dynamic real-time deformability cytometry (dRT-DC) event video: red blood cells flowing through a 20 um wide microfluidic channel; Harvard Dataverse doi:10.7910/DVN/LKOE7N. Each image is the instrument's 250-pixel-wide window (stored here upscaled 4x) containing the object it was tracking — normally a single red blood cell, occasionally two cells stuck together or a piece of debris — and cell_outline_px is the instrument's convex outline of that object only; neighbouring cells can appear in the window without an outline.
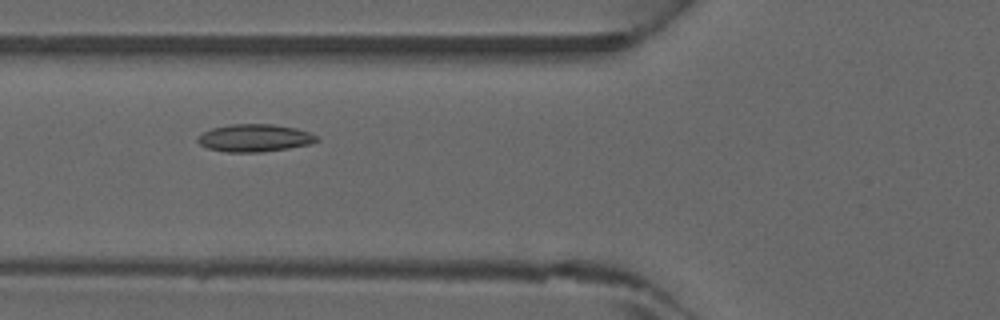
{"species": "common noctule bat (a hibernating species)", "species_latin": "Nyctalus noctula", "temperature_condition": "warm", "stored_images_in_passage": 45, "camera_frame_rate_fps": 3000, "um_per_image_px": 0.085, "animal": {"sex": "male", "forearm_length_mm": 52.5}, "frame": {"image": 1, "passage_image": 17, "time_ms": 5.333, "image_size_px": [1000, 320], "cell_outline_px": [[320, 140], [312, 144], [288, 148], [260, 152], [224, 152], [208, 148], [200, 144], [196, 140], [196, 136], [212, 128], [232, 124], [272, 124], [296, 128], [320, 136]], "centroid_in_image_um": [21.66, 11.73], "position_along_channel_um": 104.1, "area_um2": 19.25}}
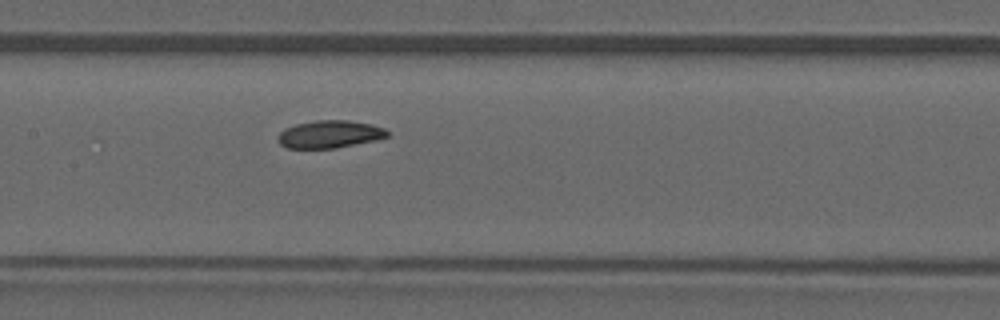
{"frame": {"image": 2, "passage_image": 22, "time_ms": 7.0, "image_size_px": [1000, 320], "cell_outline_px": [[388, 136], [376, 140], [336, 148], [288, 148], [280, 144], [276, 136], [284, 128], [296, 124], [316, 120], [348, 120], [372, 124], [384, 128], [388, 132]], "centroid_in_image_um": [28.0, 11.4], "position_along_channel_um": 179.4, "area_um2": 17.63}}
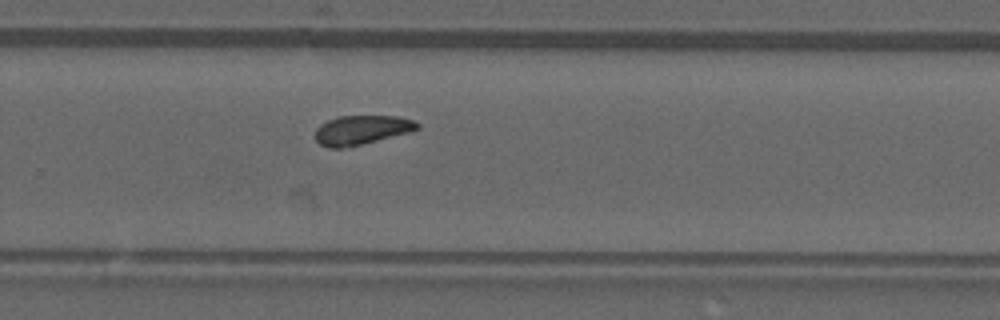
{"frame": {"image": 3, "passage_image": 30, "time_ms": 9.667, "image_size_px": [1000, 320], "cell_outline_px": [[420, 128], [408, 132], [360, 144], [340, 148], [328, 148], [320, 144], [316, 140], [316, 128], [320, 124], [328, 120], [340, 116], [396, 116], [416, 120], [420, 124]], "centroid_in_image_um": [30.73, 11.03], "position_along_channel_um": 299.1, "area_um2": 17.17}}